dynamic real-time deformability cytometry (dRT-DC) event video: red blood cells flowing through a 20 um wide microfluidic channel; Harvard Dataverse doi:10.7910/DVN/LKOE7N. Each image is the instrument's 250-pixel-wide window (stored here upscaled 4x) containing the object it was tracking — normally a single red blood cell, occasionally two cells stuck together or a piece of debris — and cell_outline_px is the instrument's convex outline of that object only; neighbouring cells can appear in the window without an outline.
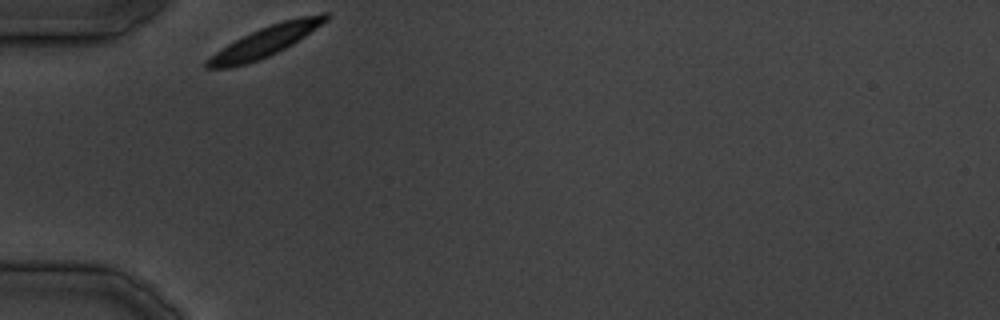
{"species": "common noctule bat (a hibernating species)", "species_latin": "Nyctalus noctula", "temperature_condition": "cold", "stored_images_in_passage": 22, "camera_frame_rate_fps": 3000, "um_per_image_px": 0.085, "animal": {"sex": "male", "body_mass_g": 19.5, "forearm_length_mm": 54.6}, "frame": {"image": 1, "passage_image": 1, "time_ms": 0.0, "image_size_px": [1000, 320], "cell_outline_px": [[332, 16], [328, 20], [292, 44], [268, 56], [244, 64], [228, 68], [204, 68], [204, 60], [228, 44], [260, 28], [284, 20], [300, 16], [324, 12], [328, 12]], "centroid_in_image_um": [22.56, 3.5], "position_along_channel_um": 62.4, "area_um2": 20.58}}
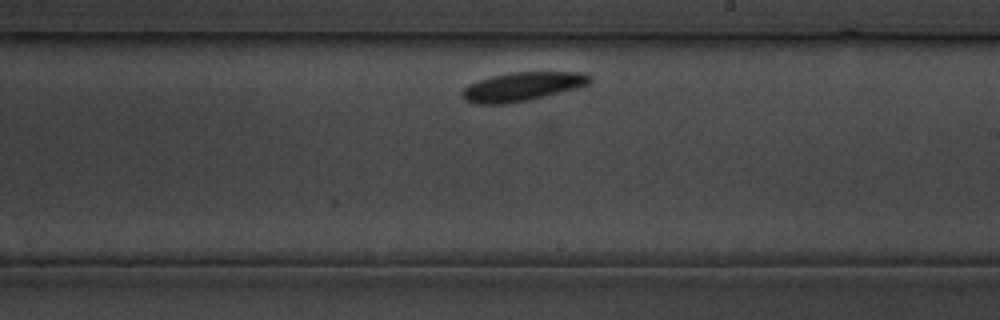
{"frame": {"image": 2, "passage_image": 13, "time_ms": 15.0, "image_size_px": [1000, 320], "cell_outline_px": [[592, 80], [588, 84], [576, 88], [528, 100], [504, 104], [472, 104], [464, 100], [460, 96], [460, 92], [468, 84], [492, 76], [512, 72], [584, 72], [592, 76]], "centroid_in_image_um": [44.35, 7.36], "position_along_channel_um": 244.6, "area_um2": 21.5}}